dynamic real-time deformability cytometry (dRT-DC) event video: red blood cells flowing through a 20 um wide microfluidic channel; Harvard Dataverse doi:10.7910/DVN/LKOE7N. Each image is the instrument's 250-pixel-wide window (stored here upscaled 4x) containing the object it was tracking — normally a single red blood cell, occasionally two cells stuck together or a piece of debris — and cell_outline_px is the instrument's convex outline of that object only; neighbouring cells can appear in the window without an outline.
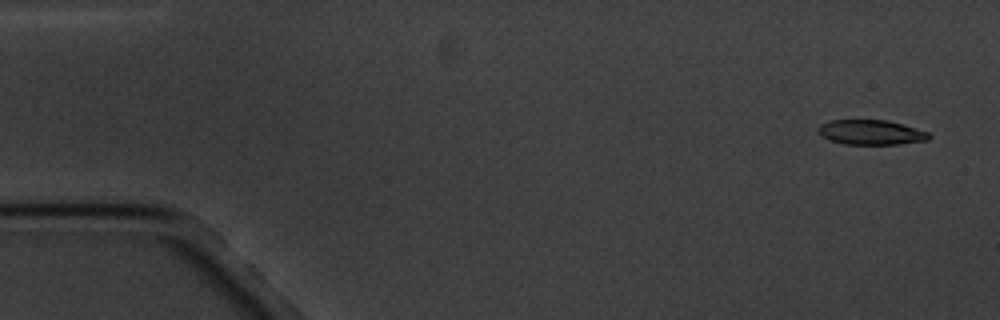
{"species": "common noctule bat (a hibernating species)", "species_latin": "Nyctalus noctula", "temperature_condition": "cold", "stored_images_in_passage": 5, "camera_frame_rate_fps": 3000, "um_per_image_px": 0.085, "animal": {"sex": "male", "body_mass_g": 20.1, "forearm_length_mm": 53.5}, "frame": {"image": 1, "passage_image": 1, "time_ms": 0.0, "image_size_px": [1000, 320], "cell_outline_px": [[932, 136], [928, 140], [896, 144], [844, 144], [828, 140], [820, 136], [816, 132], [816, 128], [820, 124], [828, 120], [888, 120], [904, 124], [928, 132]], "centroid_in_image_um": [73.97, 11.24], "position_along_channel_um": 11.0, "area_um2": 16.3}}
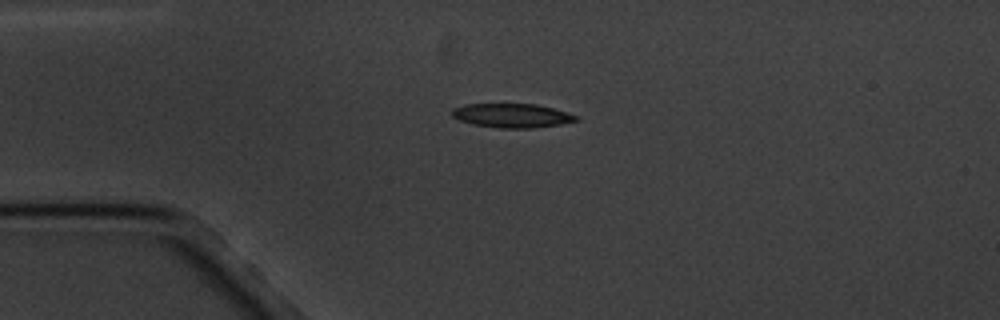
{"frame": {"image": 2, "passage_image": 4, "time_ms": 3.667, "image_size_px": [1000, 320], "cell_outline_px": [[580, 120], [560, 124], [532, 128], [500, 128], [472, 124], [460, 120], [452, 116], [452, 108], [464, 104], [536, 104], [552, 108], [580, 116]], "centroid_in_image_um": [43.53, 9.82], "position_along_channel_um": 41.5, "area_um2": 17.4}}